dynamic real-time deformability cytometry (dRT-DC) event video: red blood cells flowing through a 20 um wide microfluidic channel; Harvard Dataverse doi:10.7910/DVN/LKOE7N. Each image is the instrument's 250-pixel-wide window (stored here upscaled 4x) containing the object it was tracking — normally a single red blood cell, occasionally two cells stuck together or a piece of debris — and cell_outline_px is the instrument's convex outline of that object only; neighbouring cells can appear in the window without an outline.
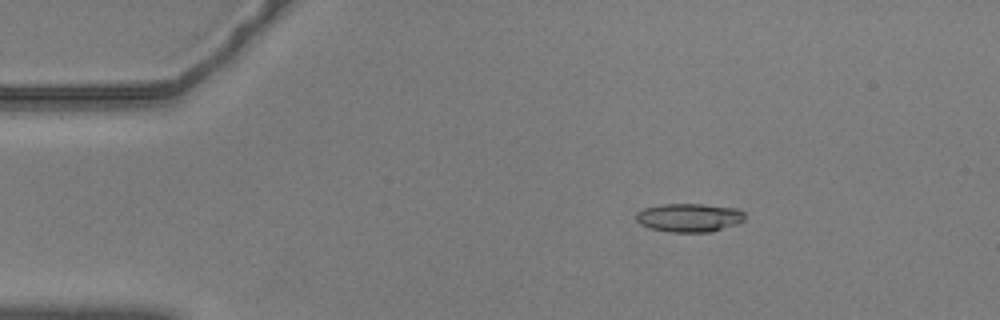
{"species": "common noctule bat (a hibernating species)", "species_latin": "Nyctalus noctula", "temperature_condition": "warm", "stored_images_in_passage": 57, "camera_frame_rate_fps": 3000, "um_per_image_px": 0.085, "animal": {"sex": "male", "body_mass_g": 20.5, "forearm_length_mm": 52.5}, "frame": {"image": 1, "passage_image": 10, "time_ms": 3.0, "image_size_px": [1000, 320], "cell_outline_px": [[744, 220], [736, 224], [712, 232], [672, 232], [648, 228], [640, 224], [636, 220], [636, 212], [644, 208], [660, 204], [704, 204], [740, 208], [744, 212]], "centroid_in_image_um": [58.58, 18.49], "position_along_channel_um": 26.4, "area_um2": 18.32}}
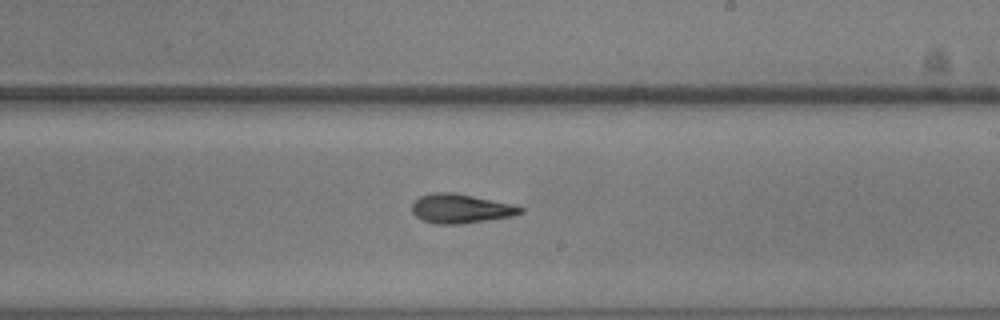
{"frame": {"image": 2, "passage_image": 34, "time_ms": 11.0, "image_size_px": [1000, 320], "cell_outline_px": [[524, 212], [512, 216], [460, 224], [436, 224], [424, 220], [416, 216], [412, 212], [412, 204], [420, 196], [432, 192], [456, 192], [512, 204], [524, 208]], "centroid_in_image_um": [39.16, 17.72], "position_along_channel_um": 249.8, "area_um2": 18.44}}
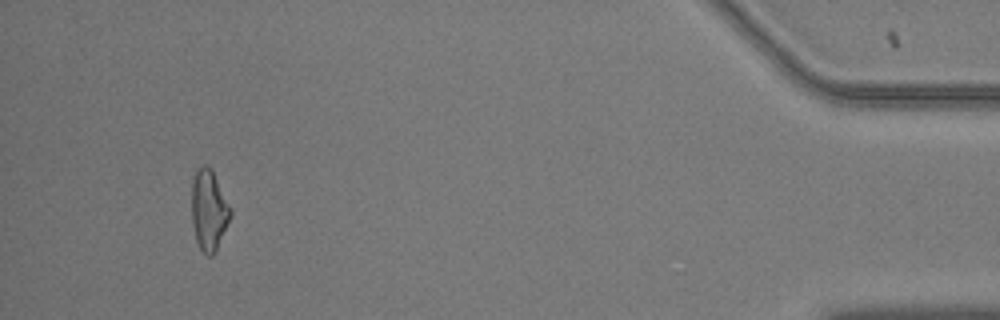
{"frame": {"image": 3, "passage_image": 54, "time_ms": 17.667, "image_size_px": [1000, 320], "cell_outline_px": [[232, 216], [216, 252], [212, 256], [208, 256], [200, 248], [196, 240], [192, 224], [192, 180], [200, 164], [204, 164], [212, 168], [232, 208]], "centroid_in_image_um": [17.78, 17.85], "position_along_channel_um": 417.4, "area_um2": 18.67}, "authors_computed_cell_mechanics": {"area_um2": 17.918, "velocity_mm_per_s": 3.5814, "shape_relaxation_time_tau1_ms": 8.407, "shape_relaxation_time_tau2_ms": 4.5361, "deformation_change_tau1": 0.2334, "deformation_change_tau2": 0.1349}}